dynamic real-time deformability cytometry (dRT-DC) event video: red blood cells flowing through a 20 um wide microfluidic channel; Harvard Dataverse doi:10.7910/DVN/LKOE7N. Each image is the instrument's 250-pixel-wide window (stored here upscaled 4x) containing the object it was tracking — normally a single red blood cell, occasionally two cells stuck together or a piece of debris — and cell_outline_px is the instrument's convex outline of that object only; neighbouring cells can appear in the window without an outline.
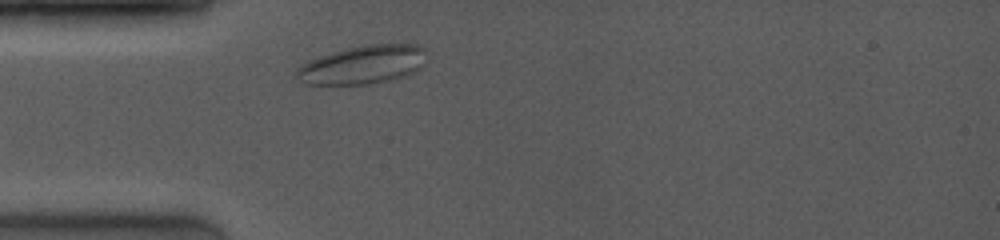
{"species": "common noctule bat (a hibernating species)", "species_latin": "Nyctalus noctula", "temperature_condition": "room temperature", "stored_images_in_passage": 2, "camera_frame_rate_fps": 4000, "um_per_image_px": 0.085, "animal": {"sex": "female", "body_mass_g": 19.0, "forearm_length_mm": 53.3}, "frame": {"image": 1, "passage_image": 1, "time_ms": 0.0, "image_size_px": [1000, 240], "cell_outline_px": [[424, 48], [420, 68], [404, 76], [388, 80], [368, 84], [304, 84], [296, 76], [296, 72], [308, 60], [344, 48], [368, 44], [420, 44]], "centroid_in_image_um": [30.81, 5.49], "position_along_channel_um": 54.2, "area_um2": 28.73}}